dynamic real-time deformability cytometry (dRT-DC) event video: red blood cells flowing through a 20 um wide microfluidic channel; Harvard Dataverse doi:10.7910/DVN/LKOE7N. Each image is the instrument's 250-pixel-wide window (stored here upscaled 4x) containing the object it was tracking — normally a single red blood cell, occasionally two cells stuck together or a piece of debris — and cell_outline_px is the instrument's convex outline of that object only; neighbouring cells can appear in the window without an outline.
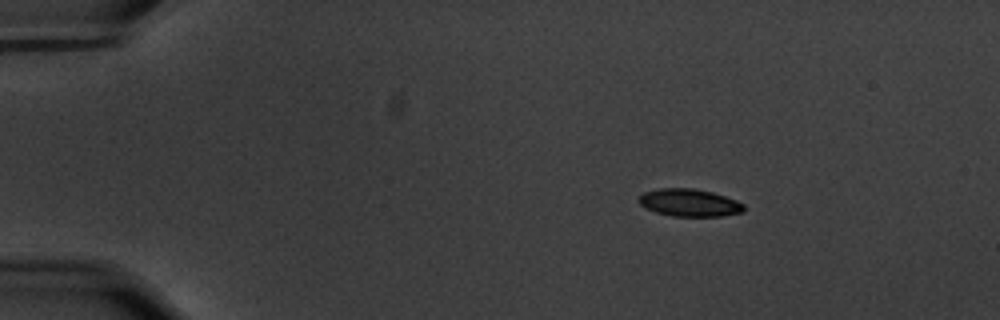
{"species": "common noctule bat (a hibernating species)", "species_latin": "Nyctalus noctula", "temperature_condition": "warm", "stored_images_in_passage": 50, "camera_frame_rate_fps": 3000, "um_per_image_px": 0.085, "animal": {"sex": "male", "body_mass_g": 20.1, "forearm_length_mm": 53.5}, "frame": {"image": 1, "passage_image": 1, "time_ms": 0.0, "image_size_px": [1000, 320], "cell_outline_px": [[744, 212], [720, 216], [672, 216], [656, 212], [640, 204], [636, 200], [644, 192], [660, 188], [692, 188], [712, 192], [736, 200], [744, 204]], "centroid_in_image_um": [58.6, 17.23], "position_along_channel_um": 26.4, "area_um2": 16.76}}
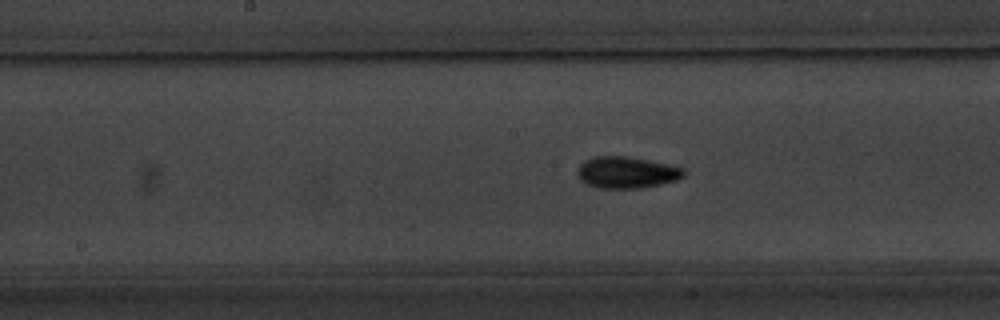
{"frame": {"image": 2, "passage_image": 22, "time_ms": 7.0, "image_size_px": [1000, 320], "cell_outline_px": [[684, 176], [676, 180], [660, 184], [640, 188], [600, 188], [588, 184], [580, 180], [576, 176], [576, 172], [580, 164], [584, 160], [592, 156], [628, 156], [668, 164], [684, 168]], "centroid_in_image_um": [53.22, 14.64], "position_along_channel_um": 195.0, "area_um2": 19.65}}
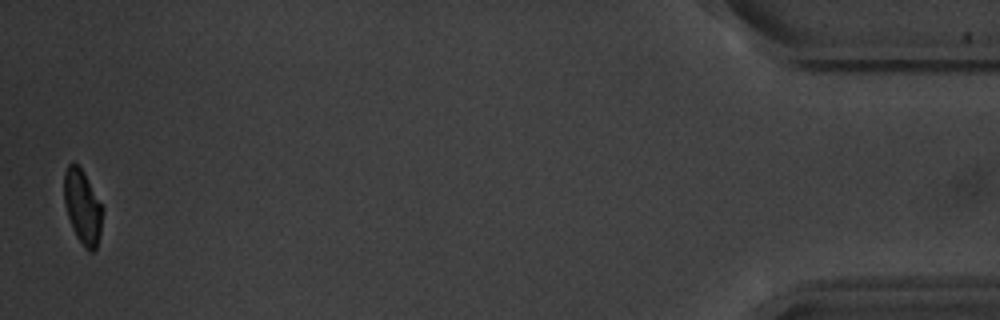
{"frame": {"image": 3, "passage_image": 49, "time_ms": 16.0, "image_size_px": [1000, 320], "cell_outline_px": [[104, 212], [100, 232], [96, 248], [92, 252], [88, 252], [84, 248], [76, 236], [72, 228], [64, 204], [64, 172], [68, 164], [72, 160], [84, 172], [104, 208]], "centroid_in_image_um": [7.02, 17.58], "position_along_channel_um": 428.2, "area_um2": 16.88}, "authors_computed_cell_mechanics": {"area_um2": 17.7735, "velocity_mm_per_s": 3.5187, "shape_relaxation_time_tau1_ms": 3.2086, "shape_relaxation_time_tau2_ms": 3.2417, "deformation_change_tau1": 0.1365, "deformation_change_tau2": 0.0449}}